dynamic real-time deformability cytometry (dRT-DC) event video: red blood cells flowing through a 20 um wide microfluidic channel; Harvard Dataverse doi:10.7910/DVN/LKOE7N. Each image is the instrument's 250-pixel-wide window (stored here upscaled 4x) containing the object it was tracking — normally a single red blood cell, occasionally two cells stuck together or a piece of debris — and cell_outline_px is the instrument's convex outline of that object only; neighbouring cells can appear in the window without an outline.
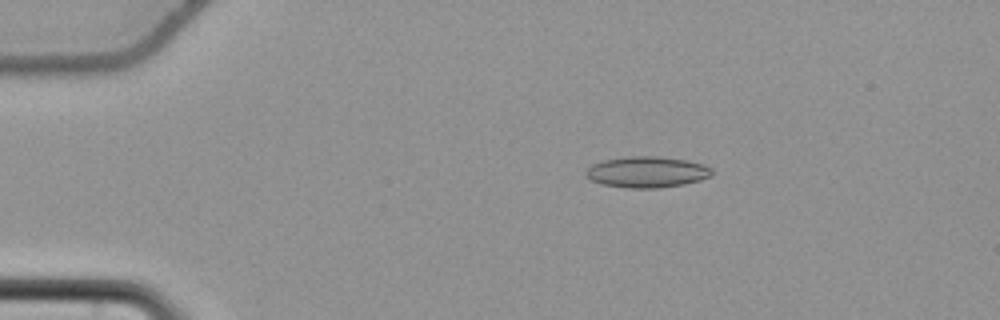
{"species": "common noctule bat (a hibernating species)", "species_latin": "Nyctalus noctula", "temperature_condition": "cold", "stored_images_in_passage": 57, "camera_frame_rate_fps": 3000, "um_per_image_px": 0.085, "animal": {"sex": "female", "body_mass_g": 22.7, "forearm_length_mm": 54.2}, "frame": {"image": 1, "passage_image": 12, "time_ms": 3.667, "image_size_px": [1000, 320], "cell_outline_px": [[712, 176], [700, 180], [684, 184], [656, 188], [628, 188], [604, 184], [592, 180], [584, 172], [592, 164], [604, 160], [628, 156], [660, 156], [684, 160], [704, 164], [712, 168]], "centroid_in_image_um": [55.02, 14.61], "position_along_channel_um": 30.0, "area_um2": 22.72}}
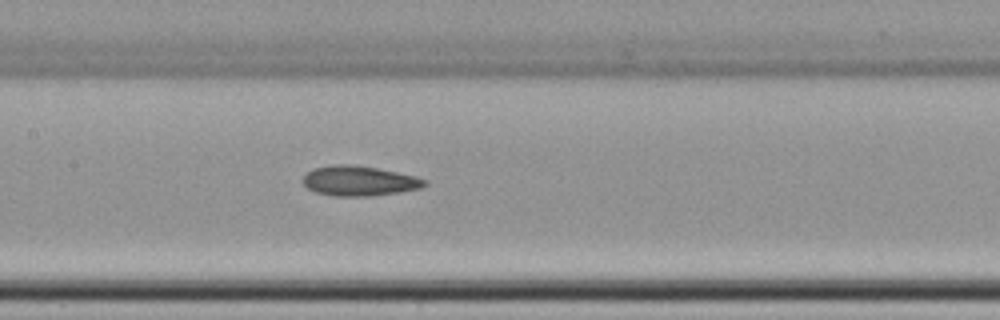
{"frame": {"image": 2, "passage_image": 29, "time_ms": 9.333, "image_size_px": [1000, 320], "cell_outline_px": [[428, 184], [420, 188], [400, 192], [372, 196], [332, 196], [316, 192], [308, 188], [304, 184], [304, 176], [312, 168], [332, 164], [348, 164], [376, 168], [416, 176], [428, 180]], "centroid_in_image_um": [30.55, 15.38], "position_along_channel_um": 176.9, "area_um2": 21.27}}
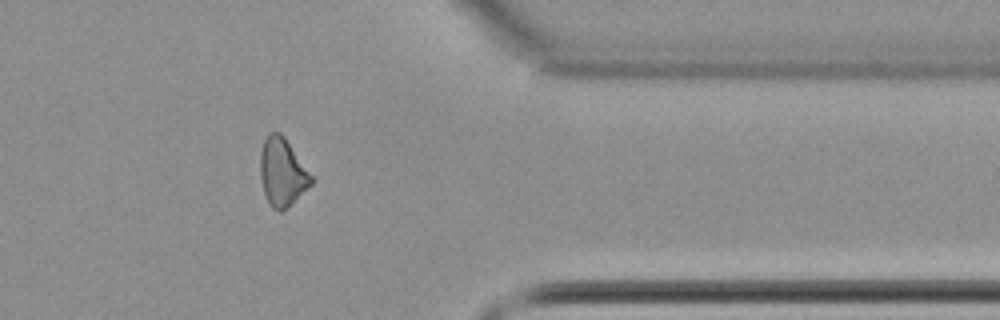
{"frame": {"image": 3, "passage_image": 47, "time_ms": 15.333, "image_size_px": [1000, 320], "cell_outline_px": [[316, 180], [312, 184], [280, 212], [272, 208], [268, 204], [264, 192], [260, 176], [260, 152], [264, 140], [268, 132], [280, 132], [284, 136]], "centroid_in_image_um": [23.99, 14.61], "position_along_channel_um": 387.4, "area_um2": 20.17}, "authors_computed_cell_mechanics": {"area_um2": 21.2704, "velocity_mm_per_s": 3.7416, "shape_relaxation_time_tau1_ms": 11.0396, "shape_relaxation_time_tau2_ms": 5.359, "deformation_change_tau1": 0.159, "deformation_change_tau2": 0.1264}}